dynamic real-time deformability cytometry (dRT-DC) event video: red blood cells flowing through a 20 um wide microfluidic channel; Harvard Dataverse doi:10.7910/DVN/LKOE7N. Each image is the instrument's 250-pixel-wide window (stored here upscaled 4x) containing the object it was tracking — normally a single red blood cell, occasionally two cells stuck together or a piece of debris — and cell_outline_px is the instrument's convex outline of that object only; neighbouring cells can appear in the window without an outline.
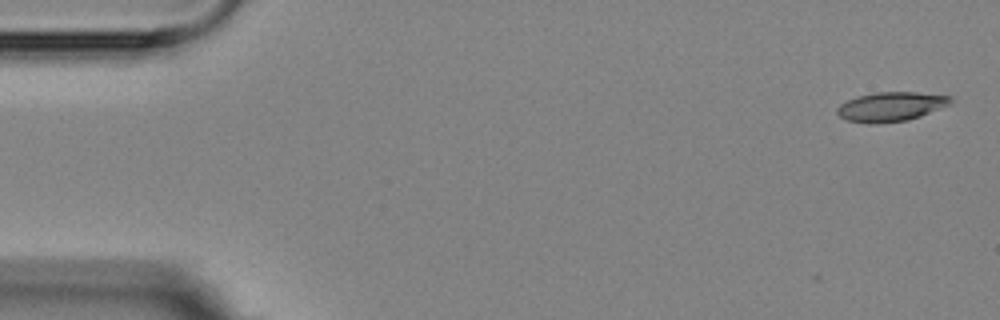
{"species": "Egyptian fruit bat (a non-hibernating species)", "species_latin": "Rousettus aegyptiacus", "temperature_condition": "room temperature", "stored_images_in_passage": 5, "camera_frame_rate_fps": 3000, "um_per_image_px": 0.085, "animal": {"sex": "female"}, "frame": {"image": 1, "passage_image": 1, "time_ms": 0.0, "image_size_px": [1000, 320], "cell_outline_px": [[952, 100], [948, 104], [920, 116], [908, 120], [872, 124], [868, 124], [848, 120], [840, 116], [836, 112], [836, 108], [840, 104], [856, 96], [876, 92], [916, 92], [952, 96]], "centroid_in_image_um": [75.68, 9.06], "position_along_channel_um": 9.3, "area_um2": 19.25}}
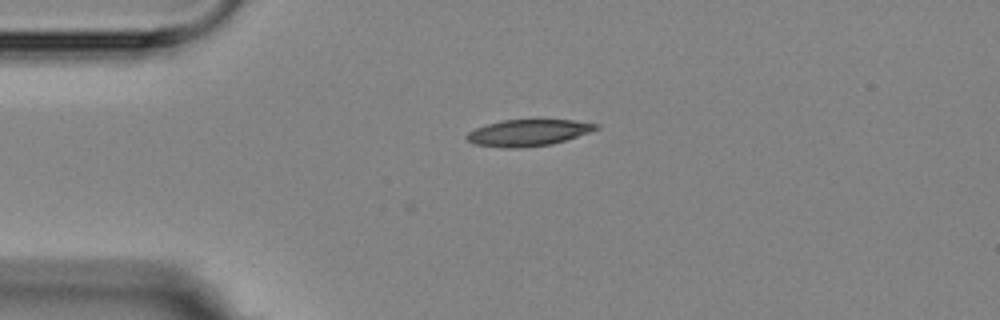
{"frame": {"image": 2, "passage_image": 4, "time_ms": 3.667, "image_size_px": [1000, 320], "cell_outline_px": [[600, 128], [552, 144], [520, 148], [508, 148], [472, 144], [464, 136], [468, 132], [476, 128], [500, 120], [536, 116], [572, 120], [596, 124]], "centroid_in_image_um": [44.87, 11.22], "position_along_channel_um": 40.1, "area_um2": 20.75}}